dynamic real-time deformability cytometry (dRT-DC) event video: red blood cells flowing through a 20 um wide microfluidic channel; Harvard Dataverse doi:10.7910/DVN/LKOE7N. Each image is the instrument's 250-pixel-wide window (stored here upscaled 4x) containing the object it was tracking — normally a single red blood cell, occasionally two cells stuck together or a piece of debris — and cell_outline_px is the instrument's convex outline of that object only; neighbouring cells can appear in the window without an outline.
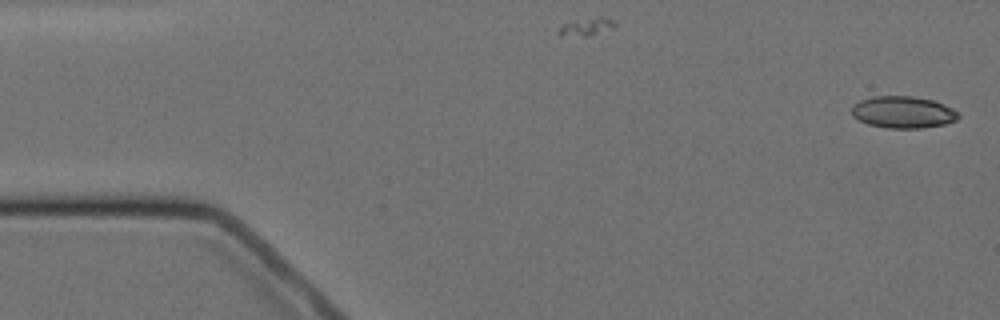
{"species": "Egyptian fruit bat (a non-hibernating species)", "species_latin": "Rousettus aegyptiacus", "temperature_condition": "cold", "stored_images_in_passage": 5, "camera_frame_rate_fps": 3000, "um_per_image_px": 0.085, "animal": {"sex": "female"}, "frame": {"image": 1, "passage_image": 1, "time_ms": 0.0, "image_size_px": [1000, 320], "cell_outline_px": [[960, 116], [956, 120], [944, 124], [924, 128], [888, 128], [868, 124], [852, 116], [852, 108], [860, 100], [872, 96], [912, 96], [932, 100], [944, 104], [960, 112]], "centroid_in_image_um": [76.79, 9.53], "position_along_channel_um": 8.2, "area_um2": 19.83}}
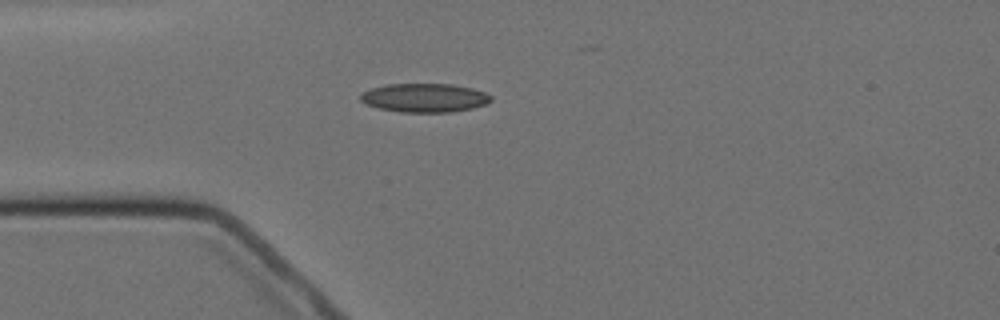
{"frame": {"image": 2, "passage_image": 4, "time_ms": 4.333, "image_size_px": [1000, 320], "cell_outline_px": [[492, 100], [484, 104], [472, 108], [448, 112], [400, 112], [380, 108], [368, 104], [360, 100], [360, 92], [372, 88], [388, 84], [452, 84], [472, 88], [484, 92], [492, 96]], "centroid_in_image_um": [36.08, 8.3], "position_along_channel_um": 48.9, "area_um2": 21.73}}